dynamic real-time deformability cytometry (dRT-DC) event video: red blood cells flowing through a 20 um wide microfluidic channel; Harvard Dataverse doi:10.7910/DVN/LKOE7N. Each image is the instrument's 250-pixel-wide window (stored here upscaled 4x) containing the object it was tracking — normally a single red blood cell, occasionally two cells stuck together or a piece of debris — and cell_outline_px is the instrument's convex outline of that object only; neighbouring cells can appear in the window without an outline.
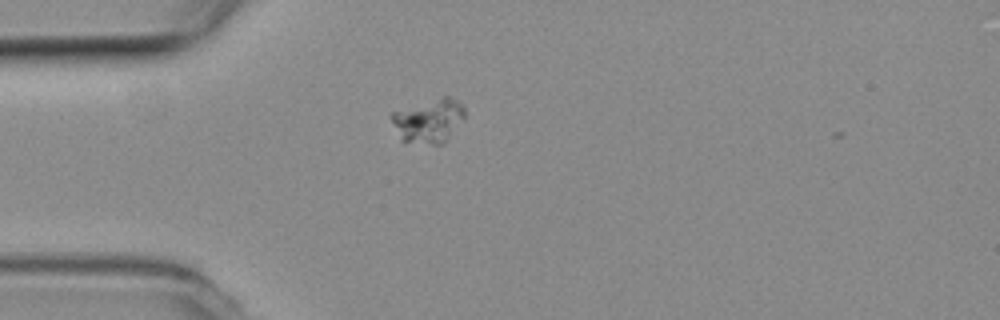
{"species": "common noctule bat (a hibernating species)", "species_latin": "Nyctalus noctula", "temperature_condition": "room temperature", "stored_images_in_passage": 3, "camera_frame_rate_fps": 3000, "um_per_image_px": 0.085, "animal": {"sex": "female", "body_mass_g": 19.3, "forearm_length_mm": 54.1}, "frame": {"image": 1, "passage_image": 1, "time_ms": 0.0, "image_size_px": [1000, 320], "cell_outline_px": [[464, 116], [444, 144], [432, 144], [400, 140], [388, 116], [392, 112], [444, 96], [448, 96], [456, 100], [464, 108]], "centroid_in_image_um": [36.39, 10.27], "position_along_channel_um": 48.6, "area_um2": 18.38}}